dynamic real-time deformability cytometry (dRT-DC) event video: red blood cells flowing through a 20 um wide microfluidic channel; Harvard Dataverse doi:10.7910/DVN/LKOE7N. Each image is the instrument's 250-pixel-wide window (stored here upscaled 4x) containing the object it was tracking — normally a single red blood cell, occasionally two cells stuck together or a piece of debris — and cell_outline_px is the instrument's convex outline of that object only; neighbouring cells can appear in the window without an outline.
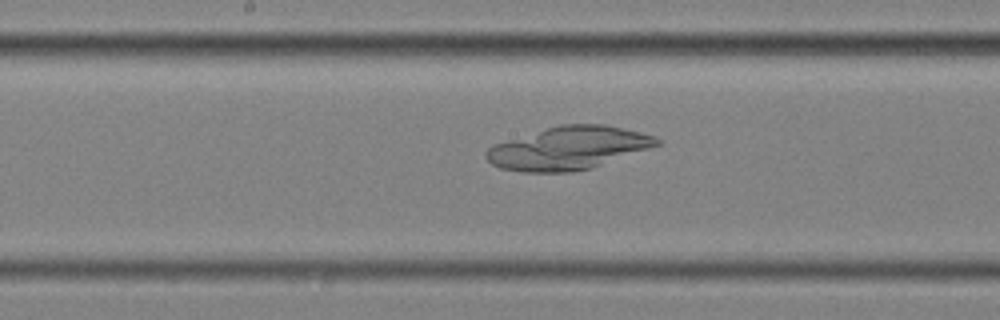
{"species": "common noctule bat (a hibernating species)", "species_latin": "Nyctalus noctula", "temperature_condition": "cold", "stored_images_in_passage": 58, "camera_frame_rate_fps": 3000, "um_per_image_px": 0.085, "animal": {"sex": "female", "body_mass_g": 25.1}, "frame": {"image": 1, "passage_image": 31, "time_ms": 10.0, "image_size_px": [1000, 320], "cell_outline_px": [[660, 144], [592, 168], [572, 172], [524, 172], [500, 168], [492, 164], [484, 156], [484, 152], [488, 148], [496, 144], [560, 124], [604, 124], [640, 132], [656, 136], [660, 140]], "centroid_in_image_um": [48.32, 12.6], "position_along_channel_um": 199.9, "area_um2": 42.25}}
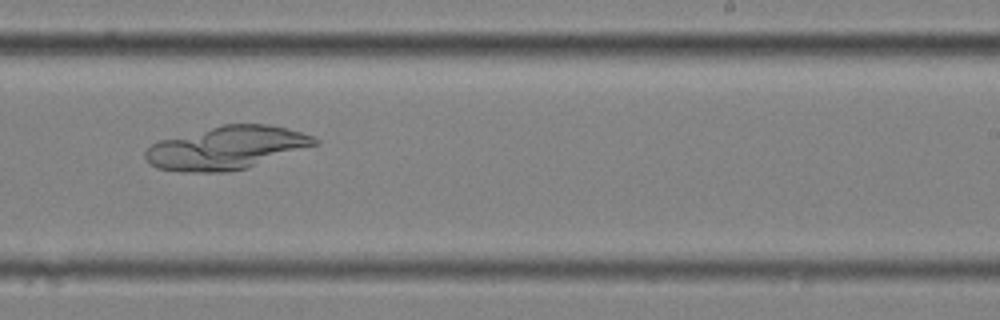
{"frame": {"image": 2, "passage_image": 37, "time_ms": 12.0, "image_size_px": [1000, 320], "cell_outline_px": [[320, 144], [244, 168], [224, 172], [180, 172], [156, 168], [144, 156], [144, 152], [152, 144], [160, 140], [224, 124], [268, 124], [300, 132], [312, 136], [320, 140]], "centroid_in_image_um": [19.25, 12.57], "position_along_channel_um": 269.7, "area_um2": 42.02}}
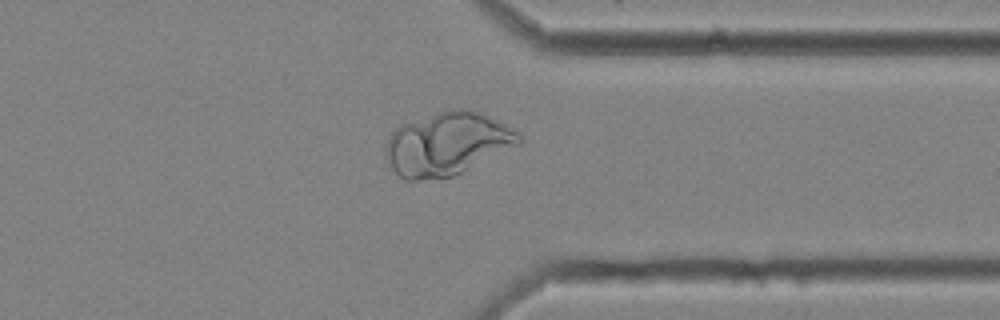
{"frame": {"image": 3, "passage_image": 46, "time_ms": 15.0, "image_size_px": [1000, 320], "cell_outline_px": [[524, 140], [520, 144], [452, 176], [416, 180], [404, 180], [392, 168], [384, 152], [388, 140], [392, 132], [400, 124], [440, 112], [456, 108], [464, 108], [476, 112], [504, 124], [516, 132]], "centroid_in_image_um": [37.98, 12.23], "position_along_channel_um": 373.4, "area_um2": 47.97}}